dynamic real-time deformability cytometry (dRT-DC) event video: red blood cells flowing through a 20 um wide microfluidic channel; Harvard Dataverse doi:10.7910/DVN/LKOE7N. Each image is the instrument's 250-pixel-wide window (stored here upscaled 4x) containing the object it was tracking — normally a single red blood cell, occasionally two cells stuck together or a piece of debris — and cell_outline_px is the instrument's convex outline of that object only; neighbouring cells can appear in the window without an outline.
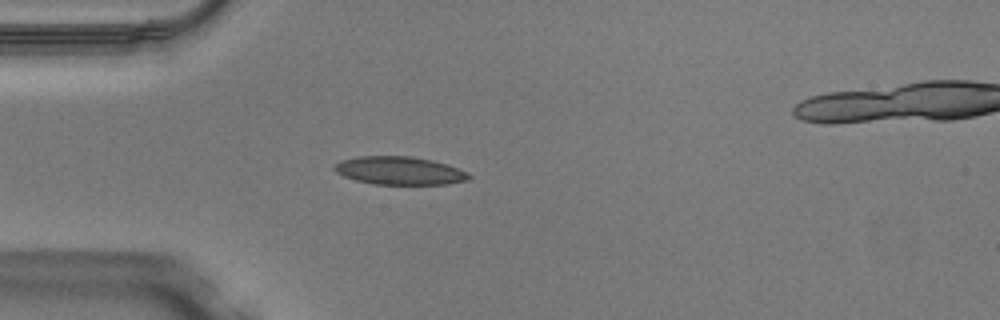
{"species": "Egyptian fruit bat (a non-hibernating species)", "species_latin": "Rousettus aegyptiacus", "temperature_condition": "warm", "stored_images_in_passage": 35, "camera_frame_rate_fps": 3000, "um_per_image_px": 0.085, "animal": {"sex": "male"}, "frame": {"image": 1, "passage_image": 1, "time_ms": 0.0, "image_size_px": [1000, 320], "cell_outline_px": [[472, 176], [468, 180], [448, 184], [376, 184], [356, 180], [344, 176], [336, 172], [332, 168], [340, 160], [360, 156], [408, 156], [432, 160], [448, 164], [468, 172]], "centroid_in_image_um": [33.98, 14.5], "position_along_channel_um": 51.0, "area_um2": 22.02}}
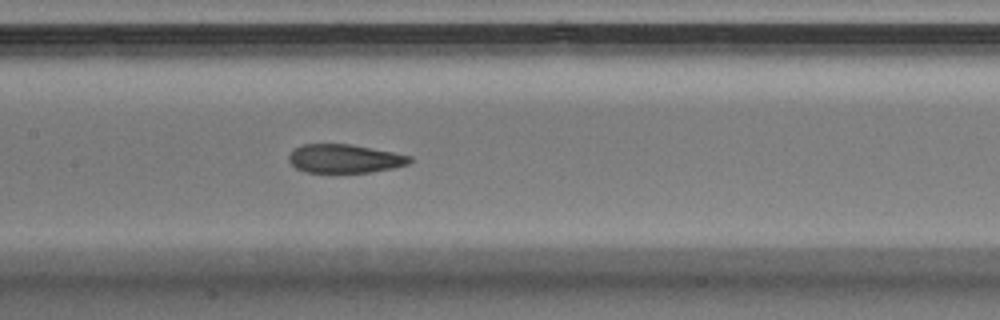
{"frame": {"image": 2, "passage_image": 11, "time_ms": 3.333, "image_size_px": [1000, 320], "cell_outline_px": [[412, 160], [408, 164], [392, 168], [368, 172], [304, 172], [296, 168], [288, 160], [288, 156], [296, 148], [304, 144], [352, 144], [412, 156]], "centroid_in_image_um": [29.29, 13.48], "position_along_channel_um": 178.1, "area_um2": 20.0}}
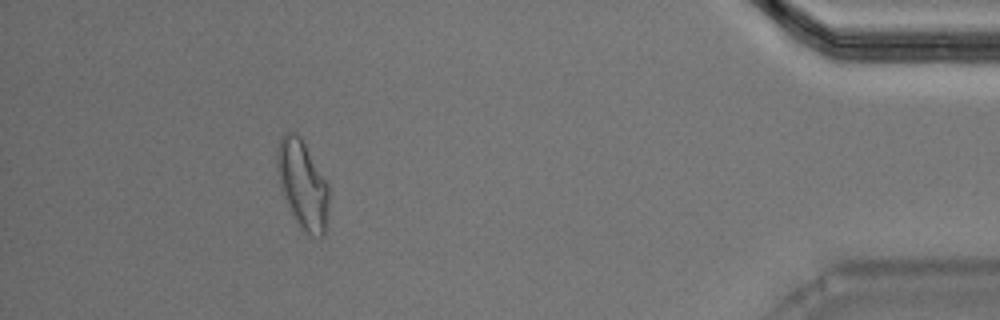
{"frame": {"image": 3, "passage_image": 32, "time_ms": 10.333, "image_size_px": [1000, 320], "cell_outline_px": [[328, 200], [324, 236], [320, 236], [304, 232], [292, 212], [280, 188], [276, 164], [276, 148], [284, 132], [296, 132], [300, 136], [328, 184]], "centroid_in_image_um": [25.69, 15.62], "position_along_channel_um": 409.5, "area_um2": 26.07}}